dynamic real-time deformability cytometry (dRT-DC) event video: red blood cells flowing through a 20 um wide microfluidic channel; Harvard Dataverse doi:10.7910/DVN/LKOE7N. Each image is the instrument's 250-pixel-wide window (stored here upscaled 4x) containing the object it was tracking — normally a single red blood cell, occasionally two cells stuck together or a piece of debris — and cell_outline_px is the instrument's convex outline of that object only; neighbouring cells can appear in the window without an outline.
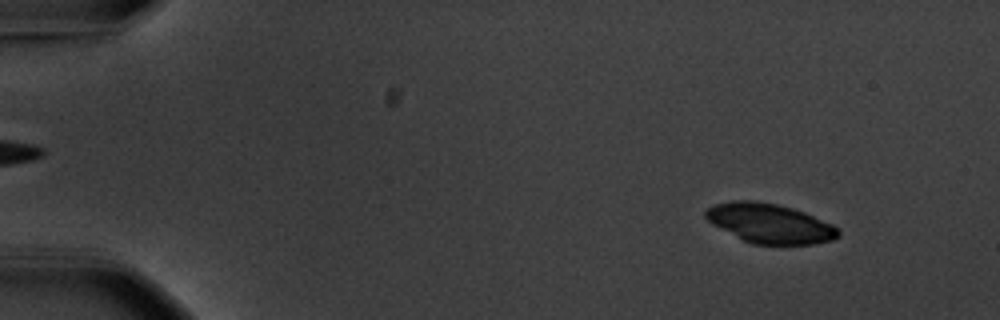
{"species": "common noctule bat (a hibernating species)", "species_latin": "Nyctalus noctula", "temperature_condition": "warm", "stored_images_in_passage": 55, "camera_frame_rate_fps": 3000, "um_per_image_px": 0.085, "animal": {"sex": "male", "body_mass_g": 20.1, "forearm_length_mm": 53.5}, "frame": {"image": 1, "passage_image": 6, "time_ms": 1.667, "image_size_px": [1000, 320], "cell_outline_px": [[840, 236], [832, 240], [812, 244], [752, 244], [712, 224], [704, 216], [704, 212], [708, 208], [716, 204], [732, 200], [756, 200], [776, 204], [792, 208], [804, 212], [832, 224], [840, 228]], "centroid_in_image_um": [65.45, 18.98], "position_along_channel_um": 19.6, "area_um2": 30.46}}